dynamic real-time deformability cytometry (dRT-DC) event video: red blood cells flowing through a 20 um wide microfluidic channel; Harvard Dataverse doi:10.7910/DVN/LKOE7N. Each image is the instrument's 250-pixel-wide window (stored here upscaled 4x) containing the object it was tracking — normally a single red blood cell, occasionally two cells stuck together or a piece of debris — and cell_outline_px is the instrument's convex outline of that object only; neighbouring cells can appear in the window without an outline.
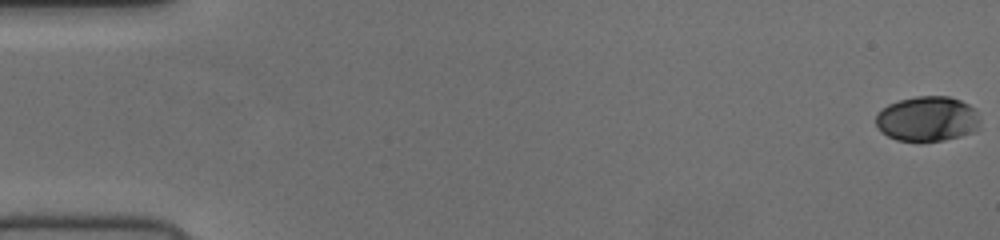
{"species": "human", "species_latin": "Homo sapiens", "temperature_condition": "cold", "stored_images_in_passage": 15, "camera_frame_rate_fps": 3000, "um_per_image_px": 0.085, "donor": {"sex": "female"}, "frame": {"image": 1, "passage_image": 1, "time_ms": 0.0, "image_size_px": [1000, 240], "cell_outline_px": [[980, 128], [976, 132], [944, 140], [896, 140], [880, 132], [876, 124], [876, 116], [888, 104], [900, 100], [916, 96], [948, 96], [960, 100], [976, 108], [980, 120]], "centroid_in_image_um": [78.88, 10.1], "position_along_channel_um": 6.1, "area_um2": 27.46}}
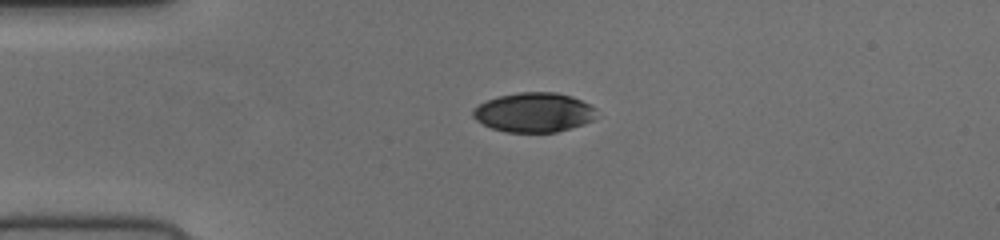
{"frame": {"image": 2, "passage_image": 14, "time_ms": 4.333, "image_size_px": [1000, 240], "cell_outline_px": [[596, 108], [592, 120], [584, 124], [556, 132], [504, 132], [492, 128], [476, 120], [472, 116], [472, 108], [488, 100], [500, 96], [520, 92], [556, 92], [572, 96]], "centroid_in_image_um": [45.36, 9.55], "position_along_channel_um": 39.6, "area_um2": 28.26}}